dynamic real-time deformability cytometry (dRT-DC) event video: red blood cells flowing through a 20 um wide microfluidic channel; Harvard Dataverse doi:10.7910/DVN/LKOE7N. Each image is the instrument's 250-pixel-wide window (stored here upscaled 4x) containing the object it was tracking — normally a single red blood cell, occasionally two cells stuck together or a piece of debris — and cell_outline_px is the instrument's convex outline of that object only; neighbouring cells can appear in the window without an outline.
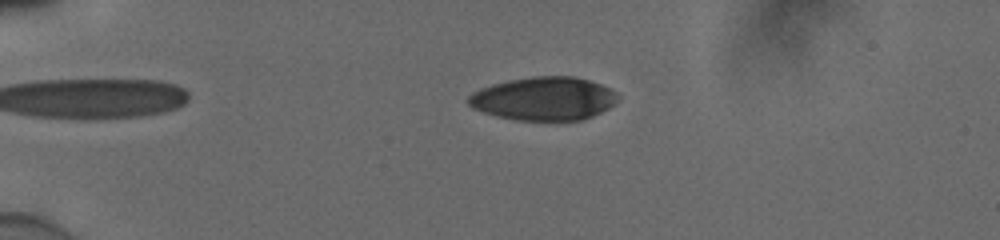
{"species": "human", "species_latin": "Homo sapiens", "temperature_condition": "cold", "stored_images_in_passage": 46, "camera_frame_rate_fps": 3000, "um_per_image_px": 0.085, "donor": {"sex": "male"}, "frame": {"image": 1, "passage_image": 5, "time_ms": 1.333, "image_size_px": [1000, 240], "cell_outline_px": [[620, 100], [616, 104], [584, 120], [516, 120], [496, 116], [472, 108], [468, 104], [468, 96], [472, 92], [480, 88], [492, 84], [508, 80], [532, 76], [576, 76], [600, 84], [616, 92], [620, 96]], "centroid_in_image_um": [46.24, 8.38], "position_along_channel_um": 38.8, "area_um2": 38.03}}
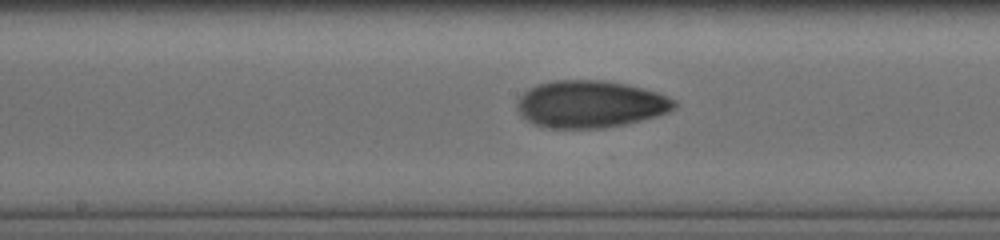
{"frame": {"image": 2, "passage_image": 22, "time_ms": 7.0, "image_size_px": [1000, 240], "cell_outline_px": [[676, 108], [668, 112], [656, 116], [624, 124], [604, 128], [548, 128], [536, 124], [528, 120], [520, 112], [516, 104], [520, 96], [528, 88], [536, 84], [552, 80], [604, 80], [644, 88], [656, 92], [676, 100]], "centroid_in_image_um": [50.18, 8.84], "position_along_channel_um": 198.0, "area_um2": 43.12}}
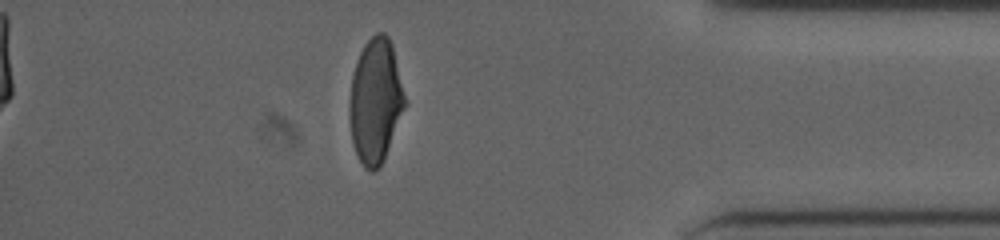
{"frame": {"image": 3, "passage_image": 40, "time_ms": 13.0, "image_size_px": [1000, 240], "cell_outline_px": [[404, 108], [384, 160], [372, 172], [364, 168], [356, 152], [352, 140], [348, 108], [352, 76], [356, 60], [364, 44], [376, 32], [384, 32], [388, 36], [392, 44], [404, 96]], "centroid_in_image_um": [31.88, 8.56], "position_along_channel_um": 403.3, "area_um2": 39.65}, "authors_computed_cell_mechanics": {"area_um2": 40.2288, "velocity_mm_per_s": 3.8742, "shape_relaxation_time_tau1_ms": 4.8967, "shape_relaxation_time_tau2_ms": 1.9693, "deformation_change_tau1": 0.1703, "deformation_change_tau2": 0.0685}}